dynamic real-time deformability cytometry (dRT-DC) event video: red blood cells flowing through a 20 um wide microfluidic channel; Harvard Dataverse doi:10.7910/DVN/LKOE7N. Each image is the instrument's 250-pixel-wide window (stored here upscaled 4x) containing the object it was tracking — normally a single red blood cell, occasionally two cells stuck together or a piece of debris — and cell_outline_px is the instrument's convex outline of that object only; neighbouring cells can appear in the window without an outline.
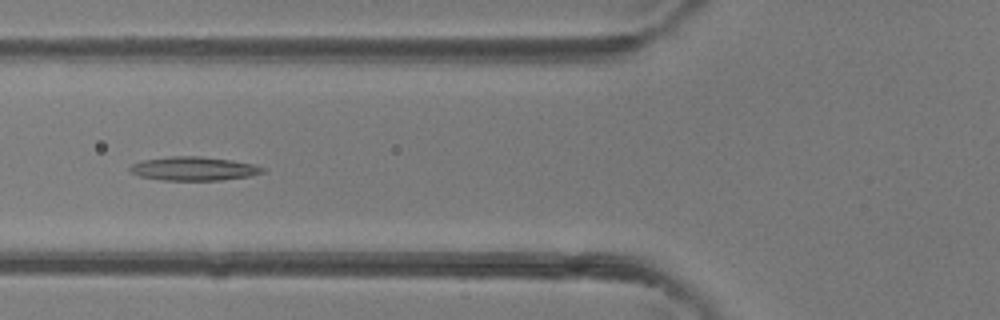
{"species": "common noctule bat (a hibernating species)", "species_latin": "Nyctalus noctula", "temperature_condition": "room temperature", "stored_images_in_passage": 4, "camera_frame_rate_fps": 3000, "um_per_image_px": 0.085, "animal": {"sex": "female"}, "frame": {"image": 1, "passage_image": 4, "time_ms": 3.333, "image_size_px": [1000, 320], "cell_outline_px": [[264, 172], [248, 176], [220, 180], [164, 180], [140, 176], [132, 172], [128, 168], [132, 164], [144, 160], [172, 156], [200, 156], [232, 160], [252, 164], [264, 168]], "centroid_in_image_um": [16.46, 14.33], "position_along_channel_um": 109.3, "area_um2": 18.09}}